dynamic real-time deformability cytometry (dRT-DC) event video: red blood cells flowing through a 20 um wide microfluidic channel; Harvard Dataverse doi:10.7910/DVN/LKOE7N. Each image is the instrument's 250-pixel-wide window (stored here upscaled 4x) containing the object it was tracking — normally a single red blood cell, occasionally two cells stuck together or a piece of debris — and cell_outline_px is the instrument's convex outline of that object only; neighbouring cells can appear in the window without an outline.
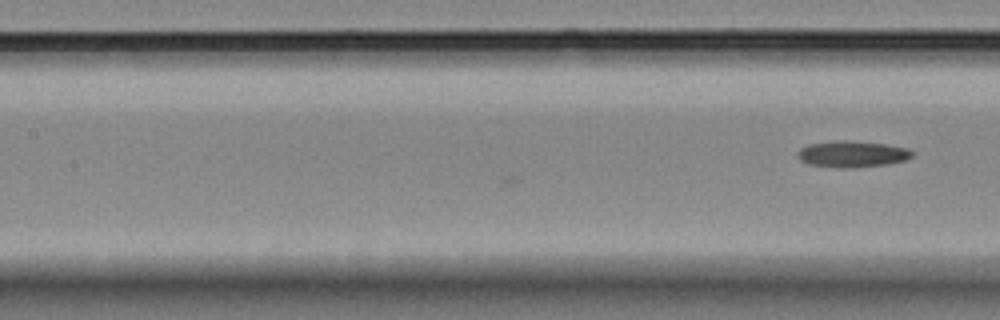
{"species": "Egyptian fruit bat (a non-hibernating species)", "species_latin": "Rousettus aegyptiacus", "temperature_condition": "room temperature", "stored_images_in_passage": 8, "camera_frame_rate_fps": 3000, "um_per_image_px": 0.085, "animal": {"sex": "female"}, "frame": {"image": 1, "passage_image": 8, "time_ms": 2.333, "image_size_px": [1000, 320], "cell_outline_px": [[912, 156], [904, 160], [888, 164], [812, 164], [800, 160], [796, 156], [796, 152], [800, 148], [808, 144], [836, 140], [844, 140], [884, 144], [908, 148], [912, 152]], "centroid_in_image_um": [72.42, 13.01], "position_along_channel_um": 135.0, "area_um2": 16.24}}